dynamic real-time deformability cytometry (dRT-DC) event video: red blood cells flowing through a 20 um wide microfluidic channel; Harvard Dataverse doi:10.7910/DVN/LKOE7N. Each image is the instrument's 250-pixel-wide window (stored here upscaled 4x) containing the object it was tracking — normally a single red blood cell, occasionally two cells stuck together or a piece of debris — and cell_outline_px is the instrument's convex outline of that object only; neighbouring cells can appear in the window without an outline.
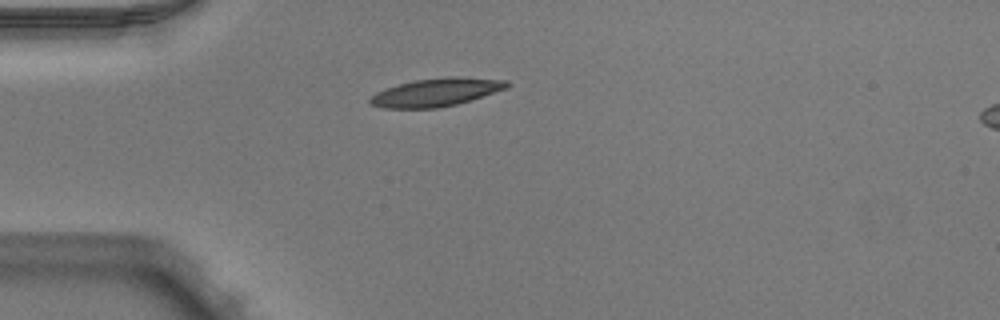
{"species": "Egyptian fruit bat (a non-hibernating species)", "species_latin": "Rousettus aegyptiacus", "temperature_condition": "warm", "stored_images_in_passage": 31, "camera_frame_rate_fps": 3000, "um_per_image_px": 0.085, "animal": {"sex": "male"}, "frame": {"image": 1, "passage_image": 1, "time_ms": 0.0, "image_size_px": [1000, 320], "cell_outline_px": [[512, 84], [508, 88], [456, 104], [436, 108], [384, 108], [372, 104], [368, 100], [376, 92], [400, 84], [416, 80], [444, 76], [460, 76], [508, 80]], "centroid_in_image_um": [37.14, 7.82], "position_along_channel_um": 47.9, "area_um2": 22.31}}
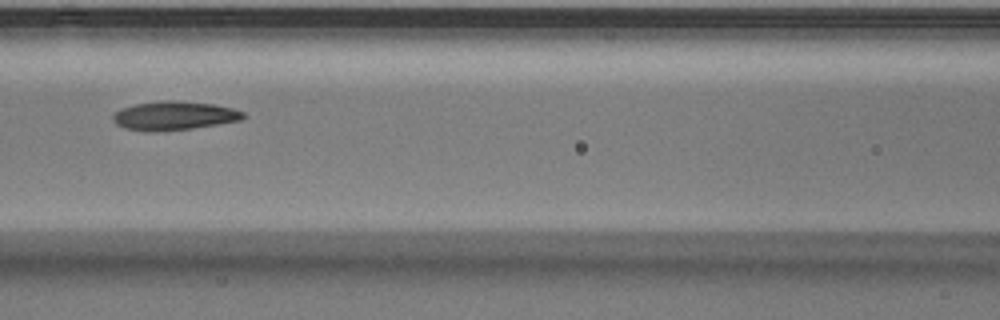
{"frame": {"image": 2, "passage_image": 10, "time_ms": 3.0, "image_size_px": [1000, 320], "cell_outline_px": [[248, 116], [240, 120], [192, 128], [152, 132], [124, 128], [116, 124], [112, 120], [112, 116], [120, 108], [132, 104], [164, 100], [172, 100], [216, 104], [232, 108], [244, 112]], "centroid_in_image_um": [14.78, 9.82], "position_along_channel_um": 151.8, "area_um2": 21.96}}
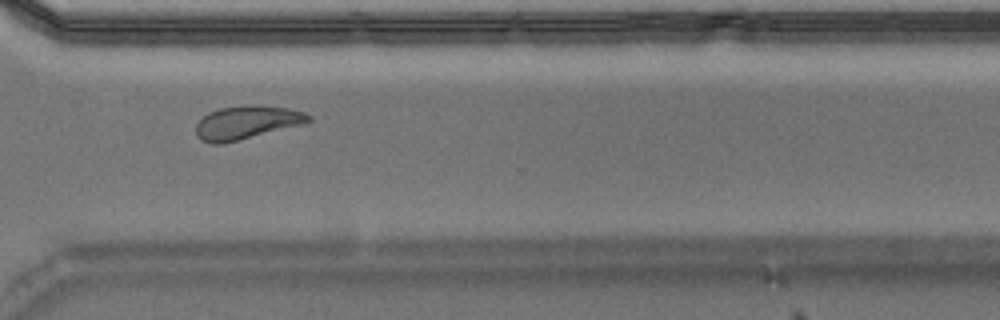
{"frame": {"image": 3, "passage_image": 25, "time_ms": 8.0, "image_size_px": [1000, 320], "cell_outline_px": [[312, 120], [308, 124], [224, 144], [212, 144], [200, 140], [196, 136], [196, 124], [208, 112], [220, 108], [288, 108], [304, 112], [312, 116]], "centroid_in_image_um": [20.99, 10.49], "position_along_channel_um": 349.6, "area_um2": 21.5}, "authors_computed_cell_mechanics": {"area_um2": 21.8484, "velocity_mm_per_s": 3.9615, "shape_relaxation_time_tau1_ms": 6.9484, "shape_relaxation_time_tau2_ms": 2.9451, "deformation_change_tau1": 0.1761, "deformation_change_tau2": 0.0952}}